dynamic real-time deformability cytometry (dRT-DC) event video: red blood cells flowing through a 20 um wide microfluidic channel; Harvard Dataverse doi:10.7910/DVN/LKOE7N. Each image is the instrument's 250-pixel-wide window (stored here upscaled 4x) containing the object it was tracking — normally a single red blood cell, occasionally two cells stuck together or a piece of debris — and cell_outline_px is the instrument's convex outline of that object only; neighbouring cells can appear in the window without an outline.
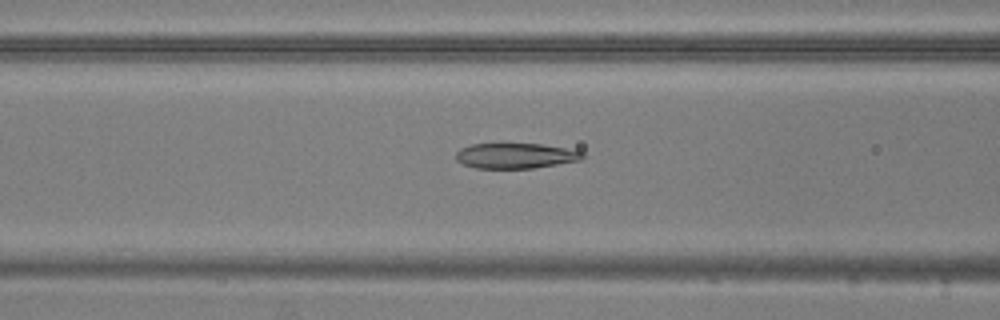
{"species": "common noctule bat (a hibernating species)", "species_latin": "Nyctalus noctula", "temperature_condition": "warm", "stored_images_in_passage": 53, "camera_frame_rate_fps": 3000, "um_per_image_px": 0.085, "animal": {"sex": "male", "body_mass_g": 20.5, "forearm_length_mm": 52.5}, "frame": {"image": 1, "passage_image": 20, "time_ms": 6.333, "image_size_px": [1000, 320], "cell_outline_px": [[584, 156], [580, 160], [532, 168], [476, 168], [464, 164], [456, 160], [456, 152], [460, 148], [472, 144], [540, 144], [564, 148], [584, 152]], "centroid_in_image_um": [43.79, 13.24], "position_along_channel_um": 122.8, "area_um2": 18.44}}
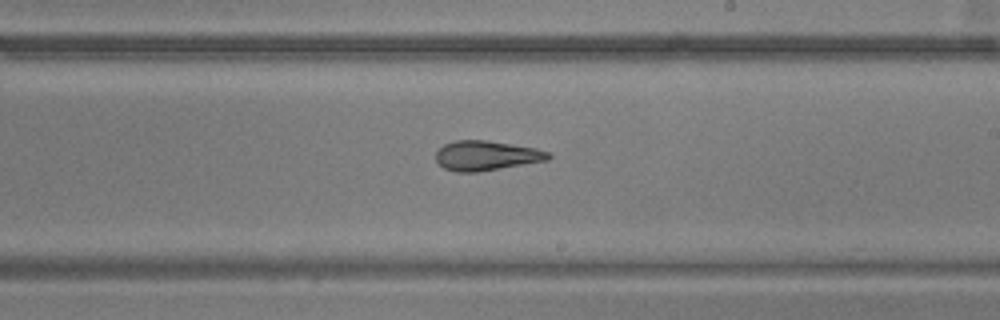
{"frame": {"image": 2, "passage_image": 30, "time_ms": 9.667, "image_size_px": [1000, 320], "cell_outline_px": [[552, 156], [548, 160], [476, 172], [456, 172], [444, 168], [436, 160], [436, 152], [444, 144], [456, 140], [484, 140], [536, 148], [548, 152]], "centroid_in_image_um": [41.32, 13.22], "position_along_channel_um": 247.7, "area_um2": 19.25}}
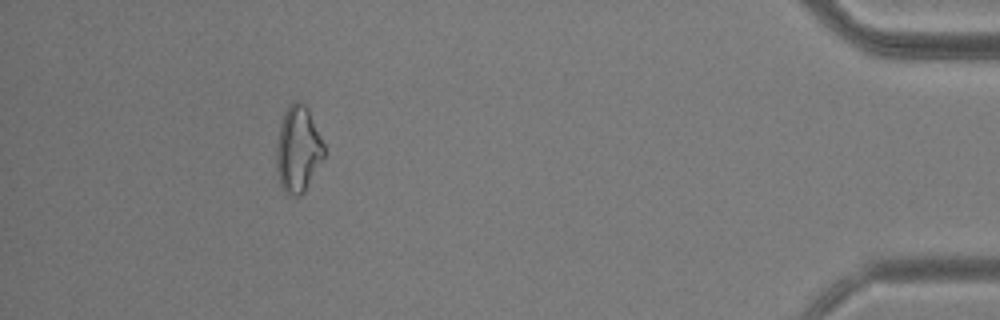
{"frame": {"image": 3, "passage_image": 48, "time_ms": 15.667, "image_size_px": [1000, 320], "cell_outline_px": [[324, 156], [304, 192], [300, 196], [288, 196], [284, 192], [280, 184], [276, 168], [276, 144], [284, 112], [288, 104], [292, 100], [300, 100], [308, 108], [324, 144]], "centroid_in_image_um": [25.31, 12.68], "position_along_channel_um": 409.9, "area_um2": 24.04}, "authors_computed_cell_mechanics": {"area_um2": 21.675, "velocity_mm_per_s": 3.75, "shape_relaxation_time_tau1_ms": 6.6485, "shape_relaxation_time_tau2_ms": 3.5397, "deformation_change_tau1": 0.1938, "deformation_change_tau2": 0.1346}}